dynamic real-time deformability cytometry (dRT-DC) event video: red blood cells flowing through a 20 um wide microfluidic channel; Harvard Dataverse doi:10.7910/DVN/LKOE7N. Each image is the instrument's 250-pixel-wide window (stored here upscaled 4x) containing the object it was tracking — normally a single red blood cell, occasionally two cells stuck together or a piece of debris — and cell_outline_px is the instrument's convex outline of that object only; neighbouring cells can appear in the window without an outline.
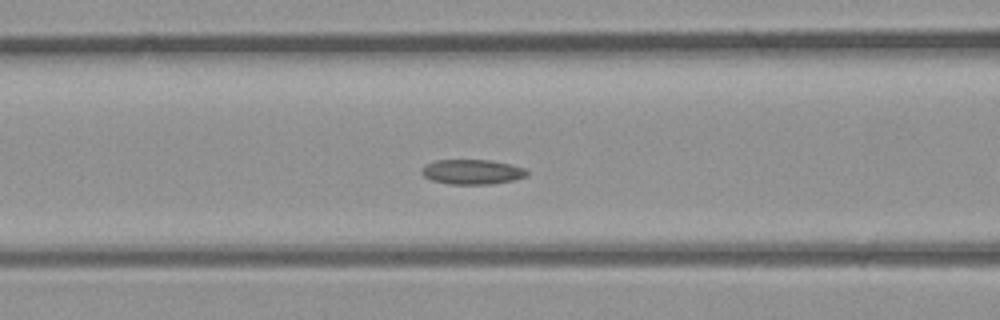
{"species": "common noctule bat (a hibernating species)", "species_latin": "Nyctalus noctula", "temperature_condition": "room temperature", "stored_images_in_passage": 22, "camera_frame_rate_fps": 3000, "um_per_image_px": 0.085, "animal": {"sex": "male", "body_mass_g": 23.1, "forearm_length_mm": 52.7}, "frame": {"image": 1, "passage_image": 4, "time_ms": 1.0, "image_size_px": [1000, 320], "cell_outline_px": [[528, 176], [512, 180], [492, 184], [448, 184], [432, 180], [424, 176], [420, 172], [428, 164], [436, 160], [492, 160], [512, 164], [524, 168], [528, 172]], "centroid_in_image_um": [40.17, 14.61], "position_along_channel_um": 126.4, "area_um2": 15.2}}
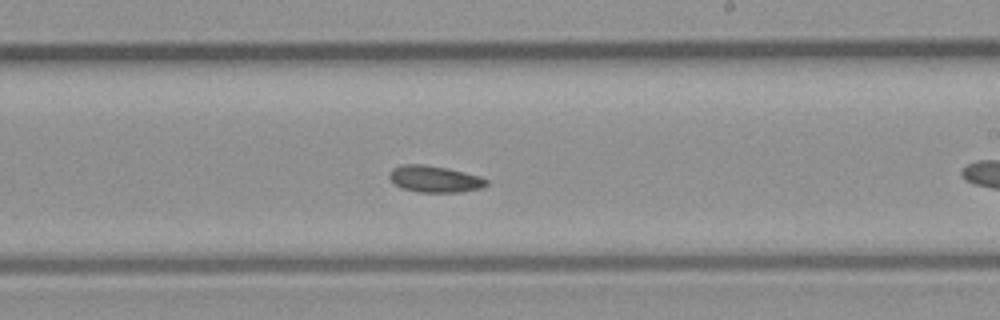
{"frame": {"image": 2, "passage_image": 11, "time_ms": 3.333, "image_size_px": [1000, 320], "cell_outline_px": [[488, 184], [480, 188], [460, 192], [420, 192], [404, 188], [396, 184], [388, 176], [392, 168], [400, 164], [424, 164], [448, 168], [480, 176], [488, 180]], "centroid_in_image_um": [36.95, 15.2], "position_along_channel_um": 252.0, "area_um2": 14.97}}
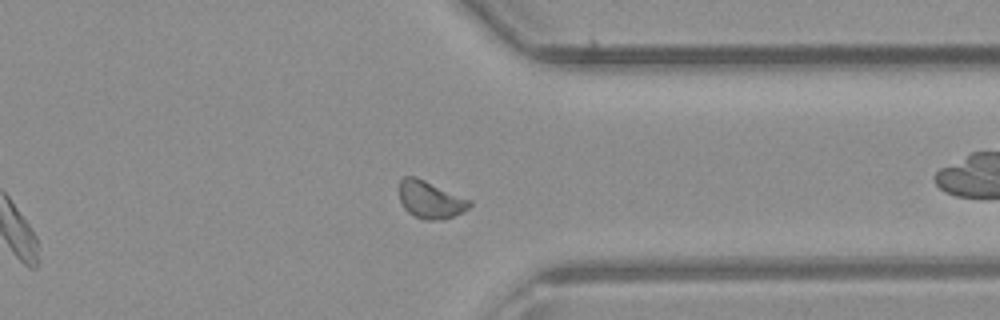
{"frame": {"image": 3, "passage_image": 18, "time_ms": 5.667, "image_size_px": [1000, 320], "cell_outline_px": [[472, 204], [468, 208], [452, 216], [440, 220], [424, 220], [408, 212], [404, 208], [400, 200], [400, 180], [404, 176], [416, 176], [472, 200]], "centroid_in_image_um": [36.58, 16.96], "position_along_channel_um": 374.8, "area_um2": 15.26}}